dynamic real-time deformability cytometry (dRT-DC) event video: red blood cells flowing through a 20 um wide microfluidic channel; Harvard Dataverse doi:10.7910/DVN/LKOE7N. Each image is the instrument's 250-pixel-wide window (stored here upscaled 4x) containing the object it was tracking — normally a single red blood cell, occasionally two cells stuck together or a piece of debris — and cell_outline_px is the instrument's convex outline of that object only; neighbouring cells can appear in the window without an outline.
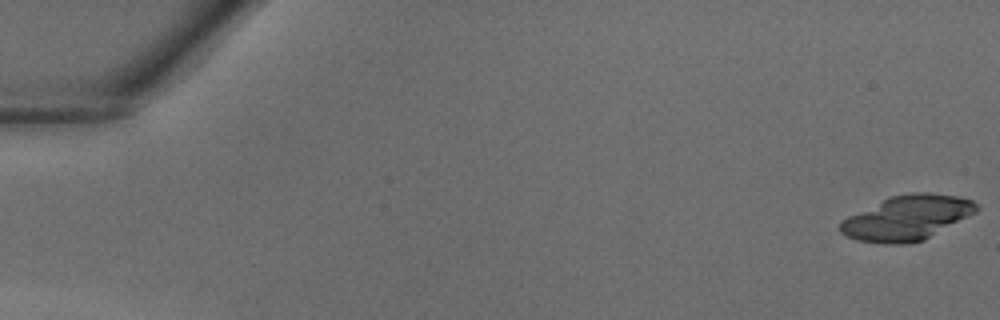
{"species": "common noctule bat (a hibernating species)", "species_latin": "Nyctalus noctula", "temperature_condition": "warm", "stored_images_in_passage": 16, "camera_frame_rate_fps": 3000, "um_per_image_px": 0.085, "animal": {"sex": "male", "body_mass_g": 18.8}, "frame": {"image": 1, "passage_image": 1, "time_ms": 0.0, "image_size_px": [1000, 320], "cell_outline_px": [[980, 208], [976, 212], [924, 240], [904, 244], [884, 244], [856, 240], [840, 232], [840, 220], [848, 216], [892, 196], [912, 192], [928, 192], [956, 196], [972, 200]], "centroid_in_image_um": [77.1, 18.52], "position_along_channel_um": 7.9, "area_um2": 35.2}}